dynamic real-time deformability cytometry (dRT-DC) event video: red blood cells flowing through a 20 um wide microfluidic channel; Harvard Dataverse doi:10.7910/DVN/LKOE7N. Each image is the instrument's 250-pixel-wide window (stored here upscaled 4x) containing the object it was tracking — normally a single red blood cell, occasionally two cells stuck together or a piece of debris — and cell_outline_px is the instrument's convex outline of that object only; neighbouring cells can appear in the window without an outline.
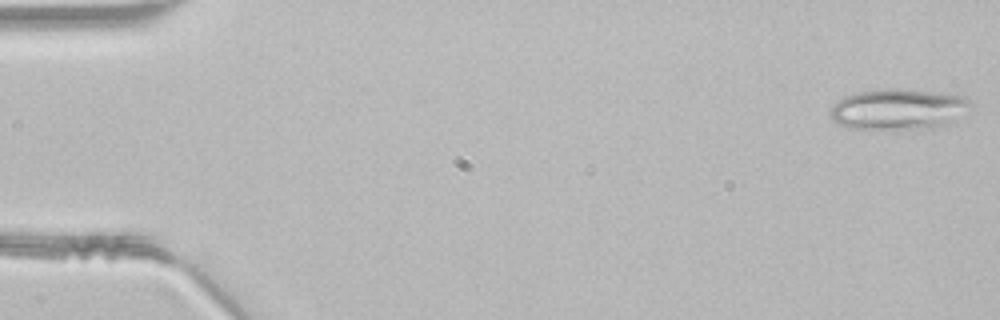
{"species": "common noctule bat (a hibernating species)", "species_latin": "Nyctalus noctula", "temperature_condition": "room temperature", "stored_images_in_passage": 47, "camera_frame_rate_fps": 3000, "um_per_image_px": 0.085, "animal": {"sex": "male", "body_mass_g": 21.5, "forearm_length_mm": 52.0}, "frame": {"image": 1, "passage_image": 1, "time_ms": 0.0, "image_size_px": [1000, 320], "cell_outline_px": [[972, 104], [948, 124], [932, 128], [852, 128], [840, 124], [832, 120], [828, 112], [844, 96], [856, 92], [880, 88], [900, 88], [948, 92], [964, 96]], "centroid_in_image_um": [76.36, 9.24], "position_along_channel_um": 8.6, "area_um2": 33.29}}
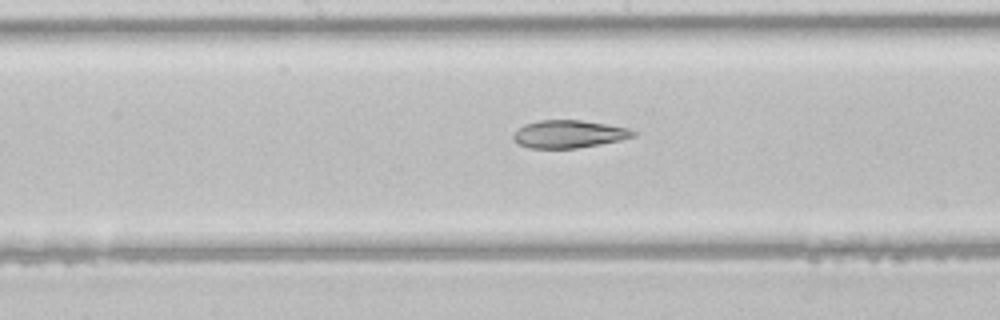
{"frame": {"image": 2, "passage_image": 24, "time_ms": 7.667, "image_size_px": [1000, 320], "cell_outline_px": [[640, 132], [636, 136], [620, 140], [600, 144], [576, 148], [528, 148], [520, 144], [512, 136], [524, 124], [540, 120], [580, 120], [628, 128]], "centroid_in_image_um": [48.4, 11.39], "position_along_channel_um": 199.8, "area_um2": 19.19}}
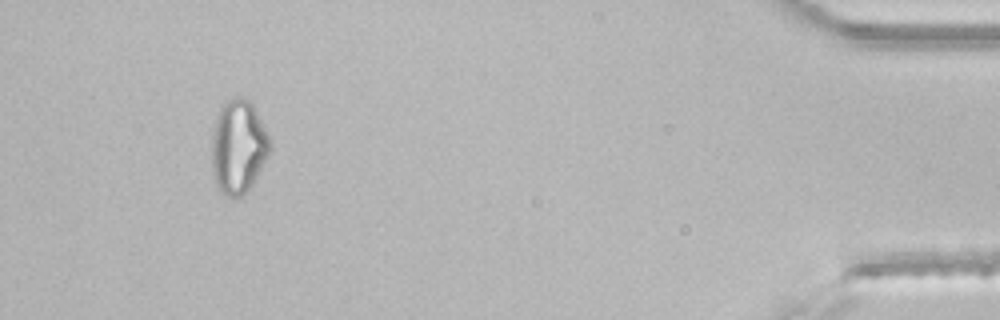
{"frame": {"image": 3, "passage_image": 44, "time_ms": 14.333, "image_size_px": [1000, 320], "cell_outline_px": [[268, 156], [252, 184], [240, 196], [224, 196], [220, 192], [212, 176], [212, 136], [216, 116], [220, 104], [236, 96], [240, 96], [248, 100], [252, 104], [268, 136]], "centroid_in_image_um": [20.2, 12.46], "position_along_channel_um": 415.0, "area_um2": 31.39}}